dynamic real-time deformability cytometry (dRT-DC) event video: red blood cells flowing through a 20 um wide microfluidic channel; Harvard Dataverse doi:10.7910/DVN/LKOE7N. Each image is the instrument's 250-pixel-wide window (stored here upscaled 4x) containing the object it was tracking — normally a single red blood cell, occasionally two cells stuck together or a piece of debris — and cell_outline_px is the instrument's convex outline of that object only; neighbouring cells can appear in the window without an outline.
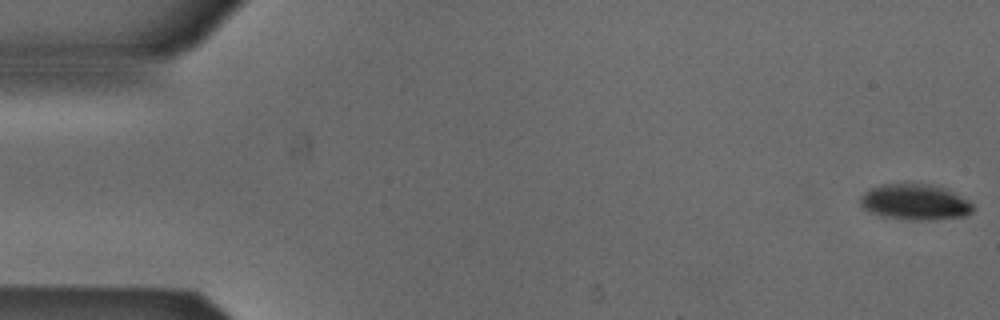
{"species": "Egyptian fruit bat (a non-hibernating species)", "species_latin": "Rousettus aegyptiacus", "temperature_condition": "cold", "stored_images_in_passage": 6, "segment_of_instrument_passage": [1, 2], "camera_frame_rate_fps": 3000, "um_per_image_px": 0.085, "animal": {"sex": "male"}, "frame": {"image": 1, "passage_image": 1, "time_ms": 0.0, "image_size_px": [1000, 320], "cell_outline_px": [[972, 212], [964, 216], [928, 220], [908, 220], [880, 216], [868, 212], [860, 204], [860, 196], [864, 192], [872, 188], [884, 184], [932, 184], [944, 188], [968, 200], [972, 204]], "centroid_in_image_um": [77.74, 17.19], "position_along_channel_um": 7.3, "area_um2": 23.41}}